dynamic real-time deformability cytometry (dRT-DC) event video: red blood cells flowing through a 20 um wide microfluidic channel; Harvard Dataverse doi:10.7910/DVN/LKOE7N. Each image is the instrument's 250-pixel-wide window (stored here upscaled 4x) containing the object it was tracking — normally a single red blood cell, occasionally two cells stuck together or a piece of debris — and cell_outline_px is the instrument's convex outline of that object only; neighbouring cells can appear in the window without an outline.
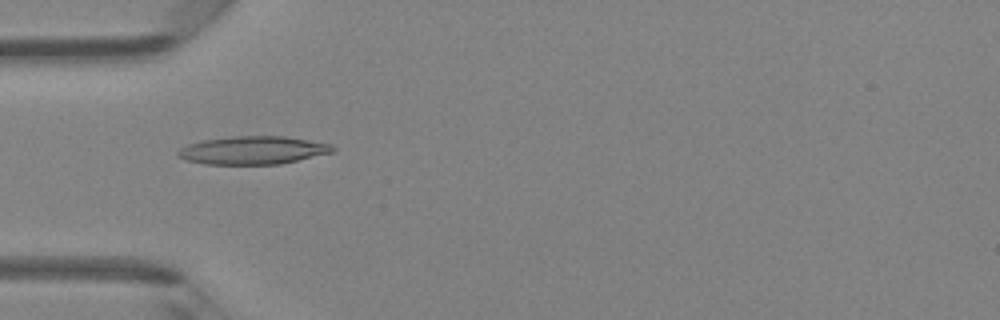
{"species": "Egyptian fruit bat (a non-hibernating species)", "species_latin": "Rousettus aegyptiacus", "temperature_condition": "room temperature", "stored_images_in_passage": 47, "camera_frame_rate_fps": 3000, "um_per_image_px": 0.085, "animal": {"sex": "female"}, "frame": {"image": 1, "passage_image": 15, "time_ms": 4.667, "image_size_px": [1000, 320], "cell_outline_px": [[336, 148], [332, 152], [280, 164], [204, 164], [184, 160], [176, 156], [176, 152], [180, 148], [188, 144], [204, 140], [232, 136], [284, 136], [332, 144]], "centroid_in_image_um": [21.45, 12.77], "position_along_channel_um": 63.5, "area_um2": 25.32}}
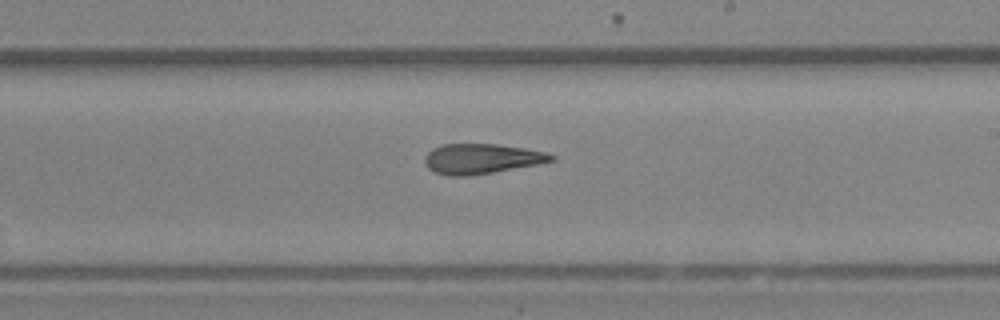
{"frame": {"image": 2, "passage_image": 28, "time_ms": 9.0, "image_size_px": [1000, 320], "cell_outline_px": [[556, 160], [536, 164], [492, 172], [468, 176], [448, 176], [436, 172], [428, 168], [424, 160], [428, 152], [432, 148], [440, 144], [496, 144], [524, 148], [544, 152], [556, 156]], "centroid_in_image_um": [40.9, 13.49], "position_along_channel_um": 248.1, "area_um2": 21.96}}
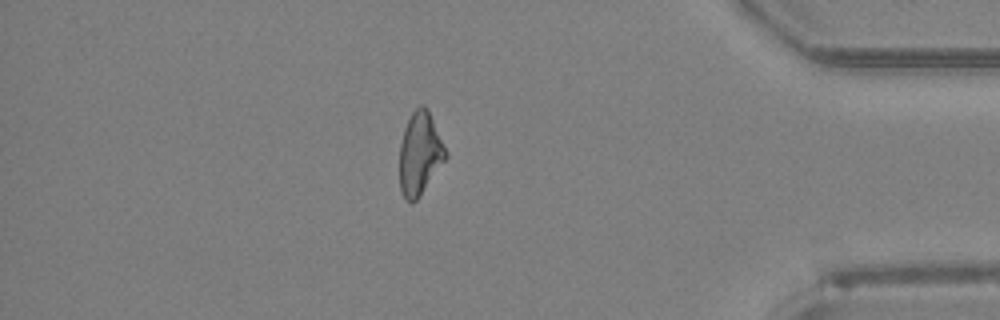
{"frame": {"image": 3, "passage_image": 41, "time_ms": 13.333, "image_size_px": [1000, 320], "cell_outline_px": [[448, 156], [416, 200], [412, 204], [404, 200], [400, 192], [400, 144], [404, 128], [412, 112], [420, 104], [424, 104], [432, 120]], "centroid_in_image_um": [35.65, 13.1], "position_along_channel_um": 399.6, "area_um2": 21.79}, "authors_computed_cell_mechanics": {"area_um2": 22.9466, "velocity_mm_per_s": 4.2974, "shape_relaxation_time_tau1_ms": null, "shape_relaxation_time_tau2_ms": 4.8695, "deformation_change_tau1": null, "deformation_change_tau2": 0.1653}}